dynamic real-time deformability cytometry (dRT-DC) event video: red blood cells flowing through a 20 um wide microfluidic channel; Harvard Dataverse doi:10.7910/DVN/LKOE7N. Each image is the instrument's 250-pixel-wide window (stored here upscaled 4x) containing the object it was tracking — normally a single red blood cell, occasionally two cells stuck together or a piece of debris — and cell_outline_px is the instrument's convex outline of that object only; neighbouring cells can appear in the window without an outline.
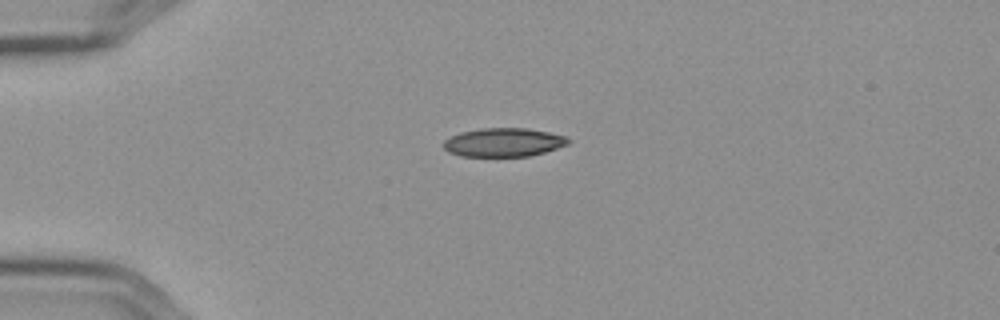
{"species": "Egyptian fruit bat (a non-hibernating species)", "species_latin": "Rousettus aegyptiacus", "temperature_condition": "cold", "stored_images_in_passage": 43, "camera_frame_rate_fps": 3000, "um_per_image_px": 0.085, "frame": {"image": 1, "passage_image": 1, "time_ms": 0.0, "image_size_px": [1000, 320], "cell_outline_px": [[572, 140], [568, 144], [544, 152], [528, 156], [460, 156], [448, 152], [444, 148], [444, 140], [460, 132], [480, 128], [528, 128], [568, 136]], "centroid_in_image_um": [42.82, 12.09], "position_along_channel_um": 42.2, "area_um2": 20.87}}
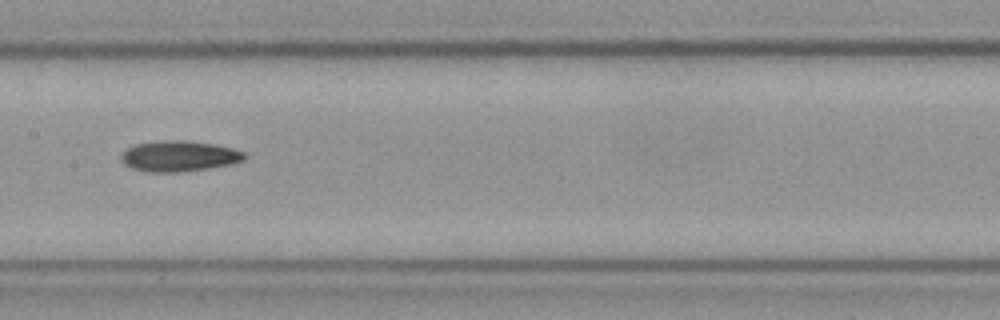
{"frame": {"image": 2, "passage_image": 16, "time_ms": 5.0, "image_size_px": [1000, 320], "cell_outline_px": [[244, 160], [232, 164], [208, 168], [176, 172], [152, 172], [132, 168], [124, 164], [120, 160], [120, 152], [136, 144], [160, 140], [188, 140], [212, 144], [232, 148], [244, 152]], "centroid_in_image_um": [15.18, 13.26], "position_along_channel_um": 192.2, "area_um2": 22.02}}
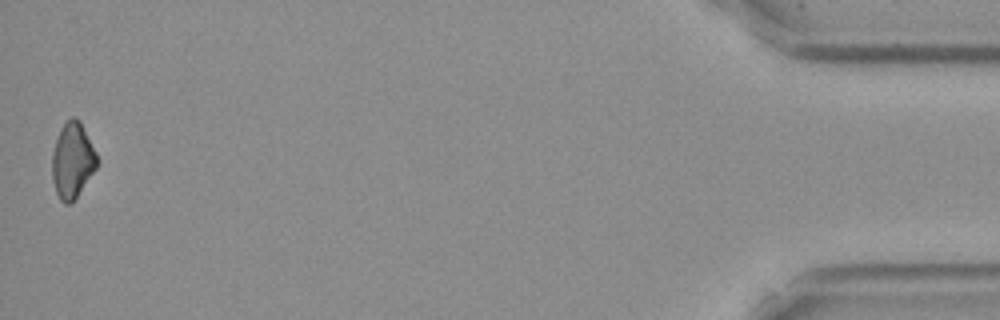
{"frame": {"image": 3, "passage_image": 43, "time_ms": 14.0, "image_size_px": [1000, 320], "cell_outline_px": [[100, 160], [96, 168], [76, 196], [68, 204], [64, 204], [60, 200], [56, 192], [52, 180], [52, 156], [56, 140], [60, 128], [72, 116], [76, 116], [80, 120]], "centroid_in_image_um": [6.16, 13.61], "position_along_channel_um": 429.0, "area_um2": 19.65}}